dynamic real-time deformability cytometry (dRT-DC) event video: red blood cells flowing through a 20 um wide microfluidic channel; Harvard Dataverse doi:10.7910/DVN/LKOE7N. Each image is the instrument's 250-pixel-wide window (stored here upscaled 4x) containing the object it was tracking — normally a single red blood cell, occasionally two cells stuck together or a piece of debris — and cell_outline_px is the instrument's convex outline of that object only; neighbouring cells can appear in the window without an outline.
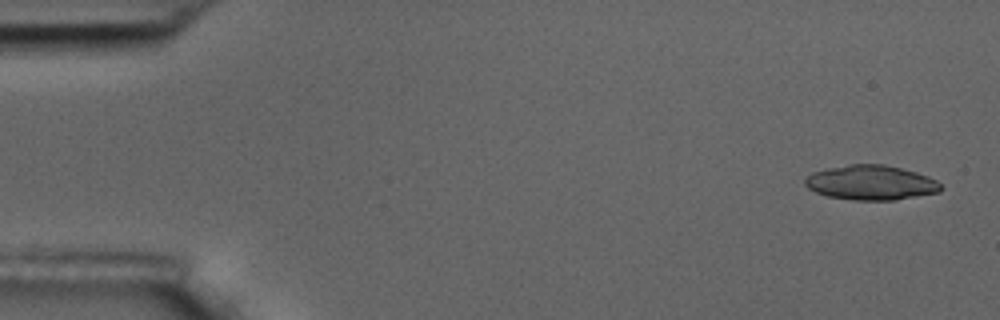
{"species": "common noctule bat (a hibernating species)", "species_latin": "Nyctalus noctula", "temperature_condition": "room temperature", "stored_images_in_passage": 5, "camera_frame_rate_fps": 3000, "um_per_image_px": 0.085, "animal": {"sex": "male", "body_mass_g": 17.5, "forearm_length_mm": 52.3}, "frame": {"image": 1, "passage_image": 1, "time_ms": 0.0, "image_size_px": [1000, 320], "cell_outline_px": [[944, 188], [940, 192], [896, 200], [852, 200], [828, 196], [816, 192], [808, 188], [804, 184], [804, 180], [812, 172], [828, 168], [848, 164], [884, 164], [916, 172], [928, 176], [936, 180]], "centroid_in_image_um": [74.04, 15.53], "position_along_channel_um": 11.0, "area_um2": 27.57}}